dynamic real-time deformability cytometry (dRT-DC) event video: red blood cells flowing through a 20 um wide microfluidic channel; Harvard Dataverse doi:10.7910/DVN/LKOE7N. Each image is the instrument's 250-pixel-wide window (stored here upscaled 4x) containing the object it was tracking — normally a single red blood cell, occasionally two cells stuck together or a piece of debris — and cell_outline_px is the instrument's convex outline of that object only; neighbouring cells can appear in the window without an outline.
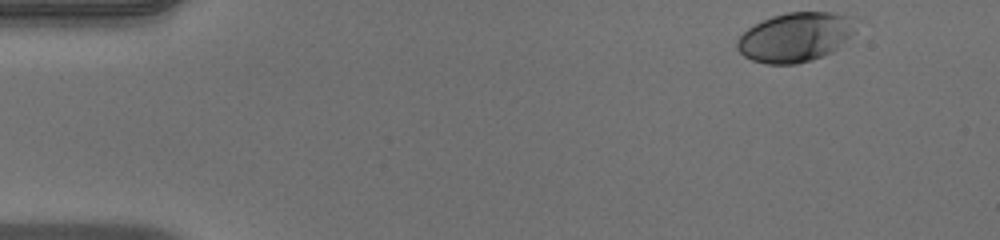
{"species": "human", "species_latin": "Homo sapiens", "temperature_condition": "warm", "stored_images_in_passage": 48, "camera_frame_rate_fps": 3000, "um_per_image_px": 0.085, "donor": {"sex": "male"}, "frame": {"image": 1, "passage_image": 1, "time_ms": 0.0, "image_size_px": [1000, 240], "cell_outline_px": [[852, 32], [832, 52], [812, 60], [796, 64], [768, 64], [752, 60], [744, 56], [736, 48], [736, 40], [748, 28], [772, 16], [788, 12], [832, 12], [852, 16]], "centroid_in_image_um": [67.54, 3.16], "position_along_channel_um": 17.5, "area_um2": 33.58}}
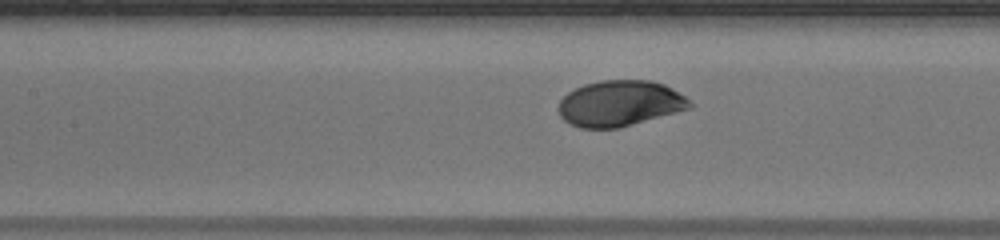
{"frame": {"image": 2, "passage_image": 20, "time_ms": 6.333, "image_size_px": [1000, 240], "cell_outline_px": [[692, 108], [632, 124], [616, 128], [580, 128], [564, 120], [560, 116], [556, 108], [560, 100], [568, 92], [584, 84], [600, 80], [652, 80], [664, 84], [672, 88], [684, 96], [692, 104]], "centroid_in_image_um": [52.66, 8.78], "position_along_channel_um": 154.7, "area_um2": 35.03}}
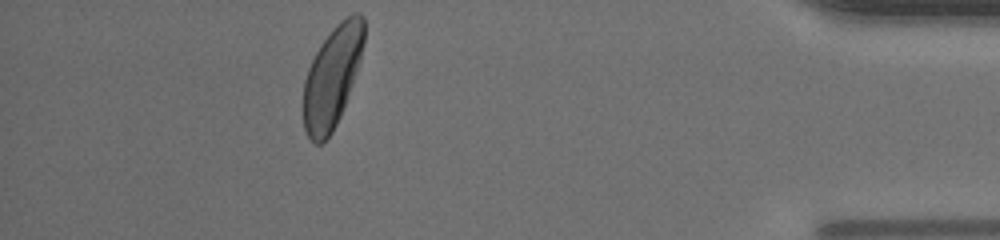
{"frame": {"image": 3, "passage_image": 43, "time_ms": 14.0, "image_size_px": [1000, 240], "cell_outline_px": [[364, 40], [360, 60], [340, 116], [332, 132], [320, 144], [316, 144], [308, 136], [304, 128], [304, 80], [308, 68], [320, 44], [332, 28], [340, 20], [352, 12], [360, 12], [364, 16]], "centroid_in_image_um": [28.24, 6.47], "position_along_channel_um": 407.0, "area_um2": 35.37}, "authors_computed_cell_mechanics": {"area_um2": 34.68, "velocity_mm_per_s": 3.9407, "shape_relaxation_time_tau1_ms": 2.4578, "shape_relaxation_time_tau2_ms": null, "deformation_change_tau1": 0.1447, "deformation_change_tau2": null}}